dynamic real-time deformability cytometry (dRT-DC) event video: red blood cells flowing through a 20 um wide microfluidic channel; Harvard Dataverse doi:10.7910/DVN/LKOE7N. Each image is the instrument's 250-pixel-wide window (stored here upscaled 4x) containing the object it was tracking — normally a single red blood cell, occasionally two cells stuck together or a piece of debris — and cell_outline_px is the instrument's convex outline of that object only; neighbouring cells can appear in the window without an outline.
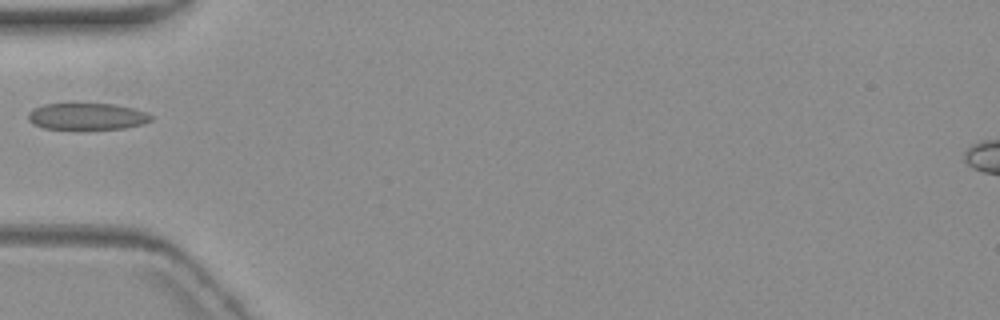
{"species": "common noctule bat (a hibernating species)", "species_latin": "Nyctalus noctula", "temperature_condition": "warm", "stored_images_in_passage": 2, "camera_frame_rate_fps": 3000, "um_per_image_px": 0.085, "animal": {"sex": "female", "body_mass_g": 19.3, "forearm_length_mm": 54.1}, "frame": {"image": 1, "passage_image": 1, "time_ms": 0.0, "image_size_px": [1000, 320], "cell_outline_px": [[152, 120], [144, 124], [124, 128], [44, 128], [32, 124], [28, 120], [28, 112], [44, 104], [112, 104], [136, 108], [148, 112], [152, 116]], "centroid_in_image_um": [7.44, 9.88], "position_along_channel_um": 77.6, "area_um2": 18.9}}
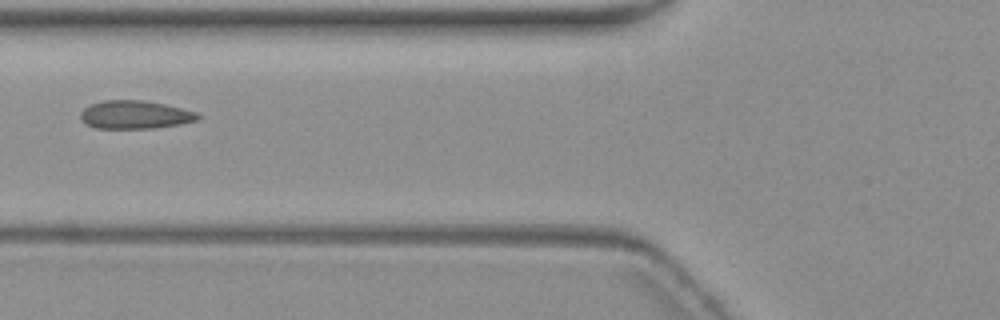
{"frame": {"image": 2, "passage_image": 2, "time_ms": 1.0, "image_size_px": [1000, 320], "cell_outline_px": [[200, 116], [196, 120], [180, 124], [156, 128], [96, 128], [80, 120], [80, 112], [88, 104], [104, 100], [144, 100], [164, 104], [196, 112]], "centroid_in_image_um": [11.43, 9.74], "position_along_channel_um": 114.4, "area_um2": 19.25}}